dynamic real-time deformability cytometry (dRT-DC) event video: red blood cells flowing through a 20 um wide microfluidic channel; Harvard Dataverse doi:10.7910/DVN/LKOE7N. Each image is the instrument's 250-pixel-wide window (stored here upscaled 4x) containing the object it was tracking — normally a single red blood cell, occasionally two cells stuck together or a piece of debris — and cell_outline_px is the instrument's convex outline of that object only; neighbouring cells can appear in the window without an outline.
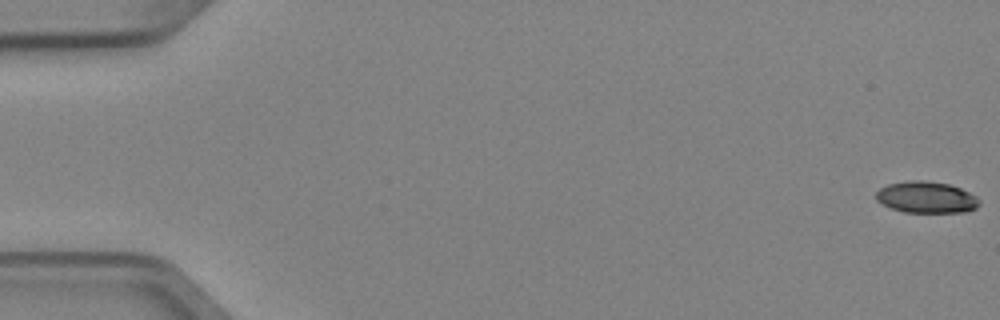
{"species": "Egyptian fruit bat (a non-hibernating species)", "species_latin": "Rousettus aegyptiacus", "temperature_condition": "cold", "stored_images_in_passage": 6, "camera_frame_rate_fps": 3000, "um_per_image_px": 0.085, "animal": {"sex": "female"}, "frame": {"image": 1, "passage_image": 1, "time_ms": 0.0, "image_size_px": [1000, 320], "cell_outline_px": [[980, 204], [976, 208], [964, 212], [904, 212], [892, 208], [876, 200], [876, 192], [880, 188], [888, 184], [912, 180], [924, 180], [948, 184], [960, 188], [976, 196], [980, 200]], "centroid_in_image_um": [78.75, 16.77], "position_along_channel_um": 6.2, "area_um2": 18.84}}
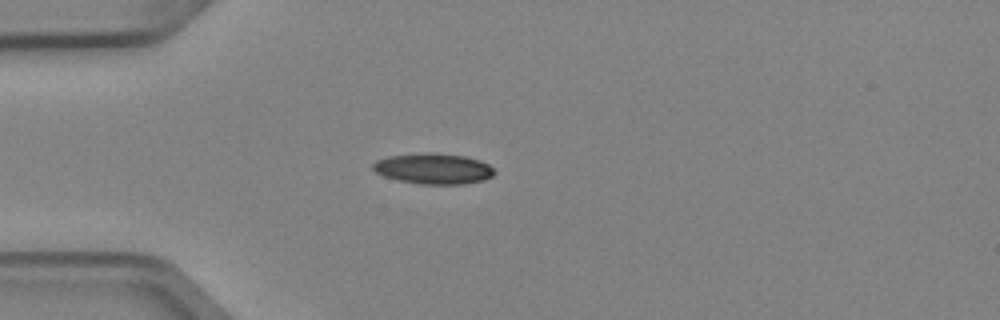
{"frame": {"image": 2, "passage_image": 5, "time_ms": 1.333, "image_size_px": [1000, 320], "cell_outline_px": [[496, 172], [492, 176], [484, 180], [460, 184], [420, 184], [396, 180], [384, 176], [376, 172], [372, 168], [372, 164], [376, 160], [388, 156], [424, 152], [432, 152], [464, 156], [480, 160], [488, 164]], "centroid_in_image_um": [36.82, 14.33], "position_along_channel_um": 48.2, "area_um2": 21.85}}